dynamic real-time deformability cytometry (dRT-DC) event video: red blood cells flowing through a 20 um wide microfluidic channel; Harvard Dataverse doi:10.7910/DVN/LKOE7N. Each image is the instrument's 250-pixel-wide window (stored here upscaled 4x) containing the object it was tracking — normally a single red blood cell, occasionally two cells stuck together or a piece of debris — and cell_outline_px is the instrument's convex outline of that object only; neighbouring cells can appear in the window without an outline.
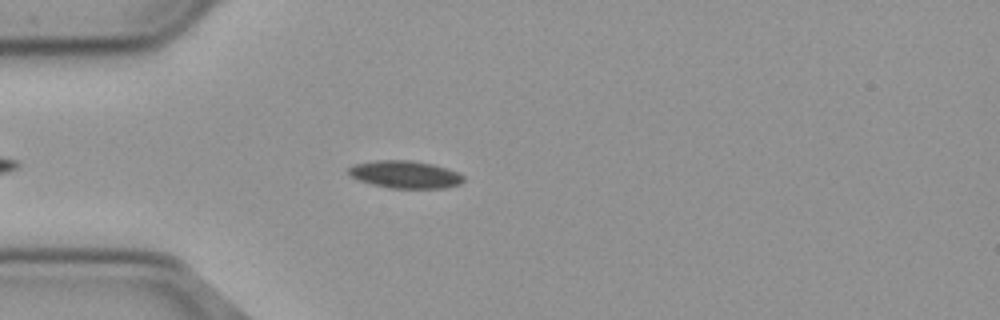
{"species": "common noctule bat (a hibernating species)", "species_latin": "Nyctalus noctula", "temperature_condition": "cold", "stored_images_in_passage": 46, "camera_frame_rate_fps": 3000, "um_per_image_px": 0.085, "animal": {"sex": "male", "body_mass_g": 23.1, "forearm_length_mm": 52.7}, "frame": {"image": 1, "passage_image": 9, "time_ms": 2.667, "image_size_px": [1000, 320], "cell_outline_px": [[464, 180], [460, 184], [444, 188], [388, 188], [372, 184], [360, 180], [352, 176], [348, 172], [348, 168], [356, 164], [376, 160], [408, 160], [432, 164], [456, 172], [464, 176]], "centroid_in_image_um": [34.44, 14.83], "position_along_channel_um": 50.6, "area_um2": 18.15}}
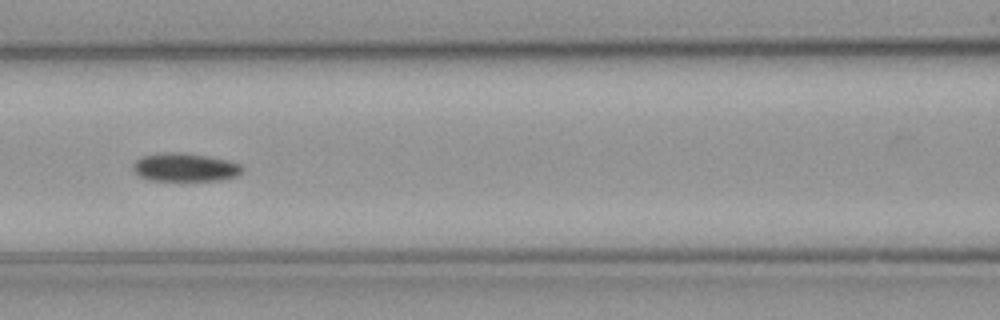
{"frame": {"image": 2, "passage_image": 18, "time_ms": 5.667, "image_size_px": [1000, 320], "cell_outline_px": [[244, 168], [236, 176], [220, 180], [148, 180], [140, 176], [132, 168], [136, 160], [140, 156], [168, 152], [180, 152], [208, 156], [228, 160], [240, 164]], "centroid_in_image_um": [15.72, 14.21], "position_along_channel_um": 150.9, "area_um2": 17.92}}
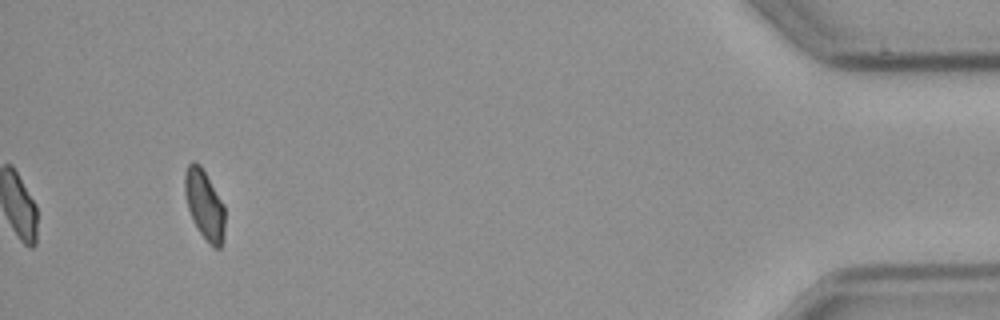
{"frame": {"image": 3, "passage_image": 46, "time_ms": 15.0, "image_size_px": [1000, 320], "cell_outline_px": [[224, 236], [220, 248], [212, 248], [208, 244], [200, 232], [188, 208], [184, 192], [184, 172], [188, 164], [192, 160], [200, 164], [224, 204]], "centroid_in_image_um": [17.38, 17.38], "position_along_channel_um": 417.8, "area_um2": 16.24}, "authors_computed_cell_mechanics": {"area_um2": 17.3978, "velocity_mm_per_s": 3.6724, "shape_relaxation_time_tau1_ms": 6.2912, "shape_relaxation_time_tau2_ms": null, "deformation_change_tau1": 0.1125, "deformation_change_tau2": null}}